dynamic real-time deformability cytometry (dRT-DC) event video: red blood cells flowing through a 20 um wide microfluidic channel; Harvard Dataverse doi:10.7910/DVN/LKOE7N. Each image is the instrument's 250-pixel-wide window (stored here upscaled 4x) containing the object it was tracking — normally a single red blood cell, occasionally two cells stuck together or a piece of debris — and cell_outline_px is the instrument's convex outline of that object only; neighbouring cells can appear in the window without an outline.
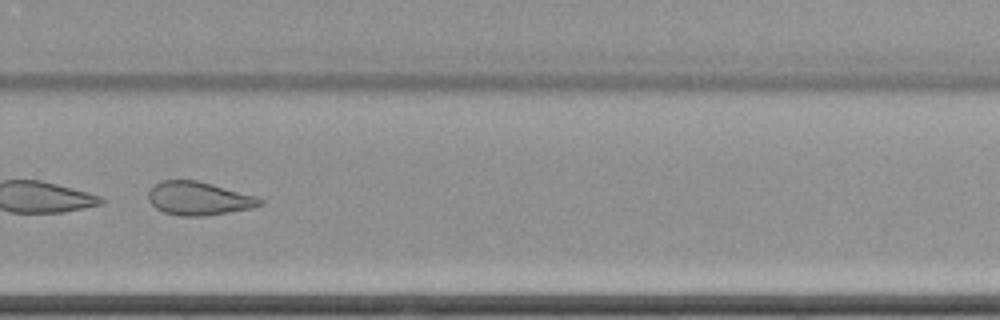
{"species": "common noctule bat (a hibernating species)", "species_latin": "Nyctalus noctula", "temperature_condition": "cold", "stored_images_in_passage": 61, "camera_frame_rate_fps": 3000, "um_per_image_px": 0.085, "animal": {"sex": "female", "body_mass_g": 22.7, "forearm_length_mm": 54.2}, "frame": {"image": 1, "passage_image": 44, "time_ms": 14.333, "image_size_px": [1000, 320], "cell_outline_px": [[264, 204], [252, 208], [204, 216], [180, 216], [164, 212], [156, 208], [148, 200], [148, 192], [160, 180], [196, 180], [212, 184], [256, 196], [264, 200]], "centroid_in_image_um": [16.9, 16.87], "position_along_channel_um": 312.9, "area_um2": 21.68}}